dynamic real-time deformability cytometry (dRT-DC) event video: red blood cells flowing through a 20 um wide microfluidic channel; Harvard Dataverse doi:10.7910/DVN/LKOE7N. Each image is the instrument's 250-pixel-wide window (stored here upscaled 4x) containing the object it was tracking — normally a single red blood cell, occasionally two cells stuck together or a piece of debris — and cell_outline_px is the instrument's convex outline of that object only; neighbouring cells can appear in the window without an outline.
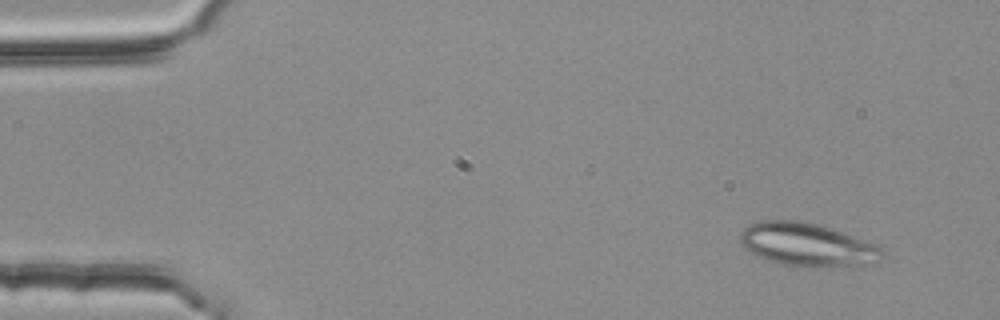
{"species": "common noctule bat (a hibernating species)", "species_latin": "Nyctalus noctula", "temperature_condition": "room temperature", "stored_images_in_passage": 4, "camera_frame_rate_fps": 3000, "um_per_image_px": 0.085, "animal": {"sex": "female", "body_mass_g": 25.1}, "frame": {"image": 1, "passage_image": 1, "time_ms": 0.0, "image_size_px": [1000, 320], "cell_outline_px": [[884, 256], [872, 264], [784, 264], [760, 256], [744, 248], [740, 244], [740, 232], [744, 228], [752, 224], [764, 220], [796, 220], [816, 224], [876, 244], [884, 252]], "centroid_in_image_um": [68.57, 20.74], "position_along_channel_um": 16.4, "area_um2": 34.04}}